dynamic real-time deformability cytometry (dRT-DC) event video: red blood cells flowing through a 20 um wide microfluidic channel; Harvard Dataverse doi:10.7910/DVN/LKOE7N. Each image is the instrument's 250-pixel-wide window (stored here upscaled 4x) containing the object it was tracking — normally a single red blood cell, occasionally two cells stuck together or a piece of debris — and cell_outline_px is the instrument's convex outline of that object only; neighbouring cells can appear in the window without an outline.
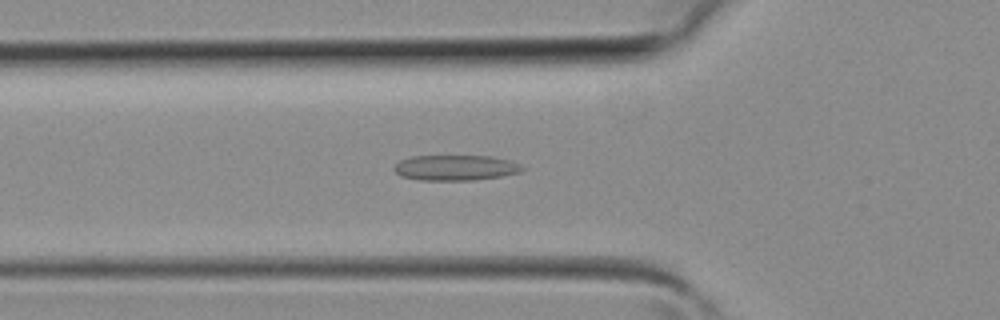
{"species": "common noctule bat (a hibernating species)", "species_latin": "Nyctalus noctula", "temperature_condition": "room temperature", "stored_images_in_passage": 37, "camera_frame_rate_fps": 3000, "um_per_image_px": 0.085, "animal": {"sex": "female", "body_mass_g": 19.3, "forearm_length_mm": 54.1}, "frame": {"image": 1, "passage_image": 12, "time_ms": 3.667, "image_size_px": [1000, 320], "cell_outline_px": [[524, 168], [520, 172], [500, 176], [476, 180], [420, 180], [400, 176], [392, 168], [400, 160], [412, 156], [492, 156], [508, 160], [520, 164]], "centroid_in_image_um": [38.69, 14.26], "position_along_channel_um": 87.1, "area_um2": 18.96}}
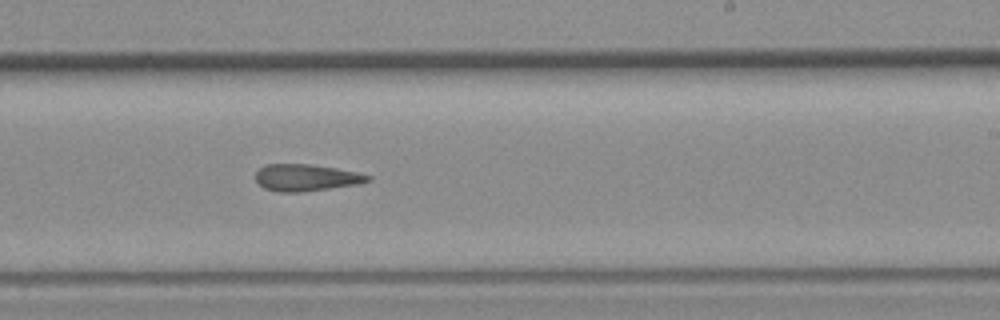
{"frame": {"image": 2, "passage_image": 22, "time_ms": 7.0, "image_size_px": [1000, 320], "cell_outline_px": [[372, 180], [360, 184], [332, 188], [300, 192], [276, 192], [264, 188], [256, 180], [256, 172], [264, 164], [308, 164], [336, 168], [356, 172], [372, 176]], "centroid_in_image_um": [26.04, 15.1], "position_along_channel_um": 263.0, "area_um2": 17.63}}
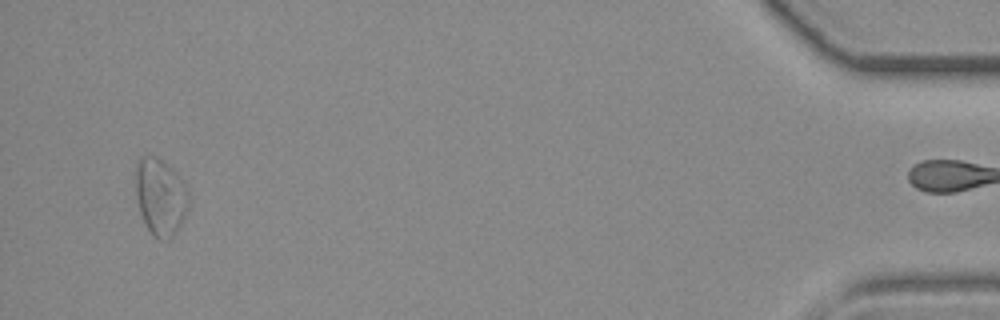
{"frame": {"image": 3, "passage_image": 36, "time_ms": 11.667, "image_size_px": [1000, 320], "cell_outline_px": [[192, 200], [176, 232], [168, 240], [160, 240], [152, 236], [140, 212], [136, 196], [136, 164], [144, 156], [156, 156], [168, 164], [172, 168], [184, 184], [192, 196]], "centroid_in_image_um": [13.67, 16.74], "position_along_channel_um": 421.5, "area_um2": 23.87}}